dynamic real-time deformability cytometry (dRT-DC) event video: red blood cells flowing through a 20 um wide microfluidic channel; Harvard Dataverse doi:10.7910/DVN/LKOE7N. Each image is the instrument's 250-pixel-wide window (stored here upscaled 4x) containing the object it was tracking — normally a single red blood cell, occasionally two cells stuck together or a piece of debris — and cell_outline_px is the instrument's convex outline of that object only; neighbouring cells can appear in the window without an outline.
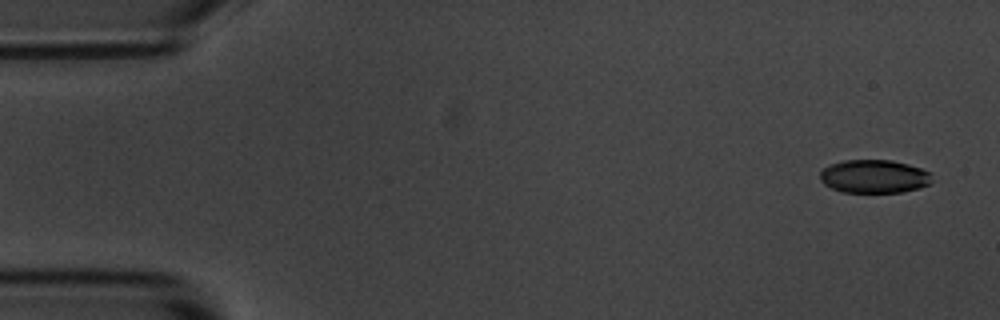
{"species": "common noctule bat (a hibernating species)", "species_latin": "Nyctalus noctula", "temperature_condition": "room temperature", "stored_images_in_passage": 9, "camera_frame_rate_fps": 3000, "um_per_image_px": 0.085, "animal": {"sex": "male", "body_mass_g": 20.1, "forearm_length_mm": 53.5}, "frame": {"image": 1, "passage_image": 1, "time_ms": 0.0, "image_size_px": [1000, 320], "cell_outline_px": [[932, 172], [928, 184], [920, 188], [900, 192], [840, 192], [824, 184], [820, 180], [820, 168], [828, 164], [844, 160], [892, 160], [908, 164]], "centroid_in_image_um": [74.25, 14.98], "position_along_channel_um": 10.8, "area_um2": 21.91}}
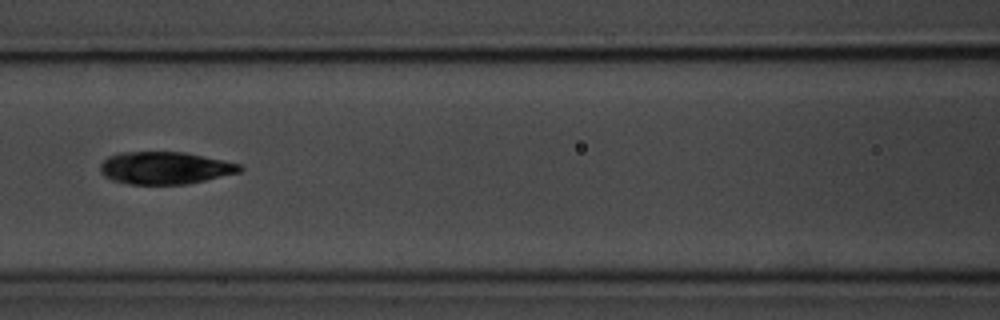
{"frame": {"image": 2, "passage_image": 7, "time_ms": 7.0, "image_size_px": [1000, 320], "cell_outline_px": [[244, 168], [240, 172], [188, 184], [128, 184], [112, 180], [104, 176], [100, 172], [100, 164], [108, 156], [120, 152], [184, 152], [224, 160], [240, 164]], "centroid_in_image_um": [14.01, 14.27], "position_along_channel_um": 152.6, "area_um2": 26.41}}
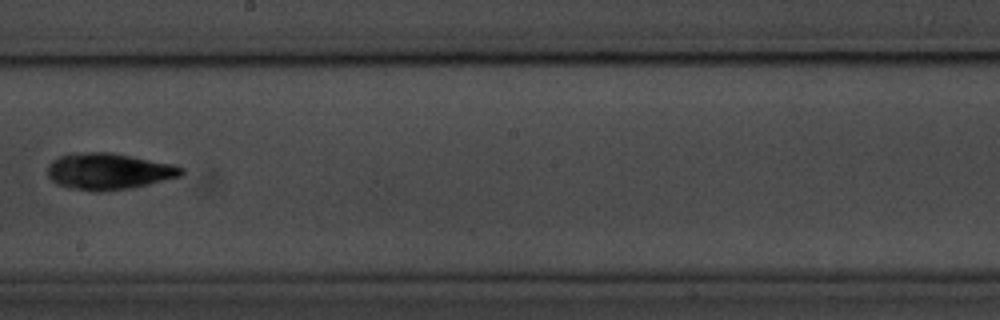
{"frame": {"image": 3, "passage_image": 9, "time_ms": 9.333, "image_size_px": [1000, 320], "cell_outline_px": [[184, 172], [180, 176], [132, 188], [100, 192], [92, 192], [68, 188], [56, 184], [48, 176], [48, 164], [52, 160], [60, 156], [72, 152], [112, 152], [176, 164], [184, 168]], "centroid_in_image_um": [9.23, 14.56], "position_along_channel_um": 239.0, "area_um2": 28.9}}